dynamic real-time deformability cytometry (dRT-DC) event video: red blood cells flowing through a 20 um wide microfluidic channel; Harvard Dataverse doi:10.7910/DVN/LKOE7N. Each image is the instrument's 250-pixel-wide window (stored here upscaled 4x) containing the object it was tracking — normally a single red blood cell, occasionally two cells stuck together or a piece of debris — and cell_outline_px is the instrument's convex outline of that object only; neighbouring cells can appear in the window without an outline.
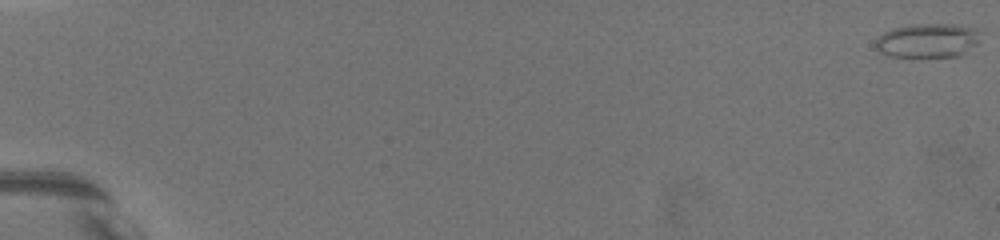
{"species": "common noctule bat (a hibernating species)", "species_latin": "Nyctalus noctula", "temperature_condition": "warm", "stored_images_in_passage": 80, "camera_frame_rate_fps": 3000, "um_per_image_px": 0.085, "animal": {"sex": "female", "body_mass_g": 19.5, "forearm_length_mm": 54.1}, "frame": {"image": 1, "passage_image": 1, "time_ms": 0.0, "image_size_px": [1000, 240], "cell_outline_px": [[980, 40], [976, 44], [960, 56], [888, 56], [880, 52], [876, 48], [876, 40], [884, 32], [892, 28], [916, 24], [952, 24], [976, 28]], "centroid_in_image_um": [78.85, 3.44], "position_along_channel_um": 6.1, "area_um2": 20.63}}
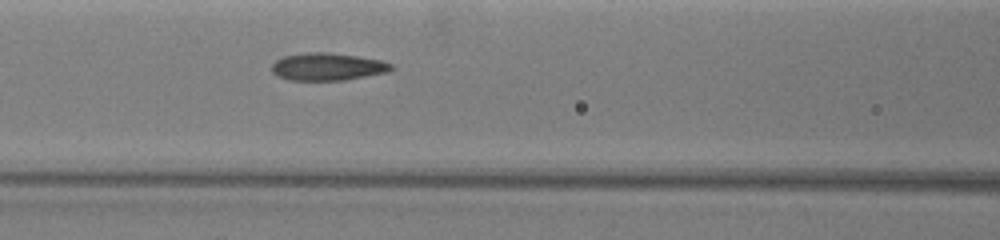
{"frame": {"image": 2, "passage_image": 52, "time_ms": 9.333, "image_size_px": [1000, 240], "cell_outline_px": [[396, 68], [388, 72], [344, 80], [288, 80], [276, 76], [272, 72], [272, 64], [276, 60], [284, 56], [308, 52], [328, 52], [356, 56], [380, 60], [392, 64]], "centroid_in_image_um": [27.84, 5.67], "position_along_channel_um": 138.8, "area_um2": 19.19}}
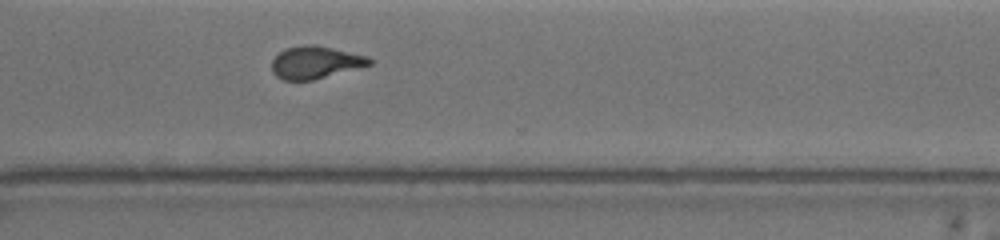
{"frame": {"image": 3, "passage_image": 79, "time_ms": 15.0, "image_size_px": [1000, 240], "cell_outline_px": [[372, 64], [312, 80], [284, 80], [276, 76], [272, 72], [272, 60], [280, 52], [288, 48], [304, 44], [312, 44], [332, 48], [368, 56], [372, 60]], "centroid_in_image_um": [26.79, 5.3], "position_along_channel_um": 343.8, "area_um2": 18.21}}